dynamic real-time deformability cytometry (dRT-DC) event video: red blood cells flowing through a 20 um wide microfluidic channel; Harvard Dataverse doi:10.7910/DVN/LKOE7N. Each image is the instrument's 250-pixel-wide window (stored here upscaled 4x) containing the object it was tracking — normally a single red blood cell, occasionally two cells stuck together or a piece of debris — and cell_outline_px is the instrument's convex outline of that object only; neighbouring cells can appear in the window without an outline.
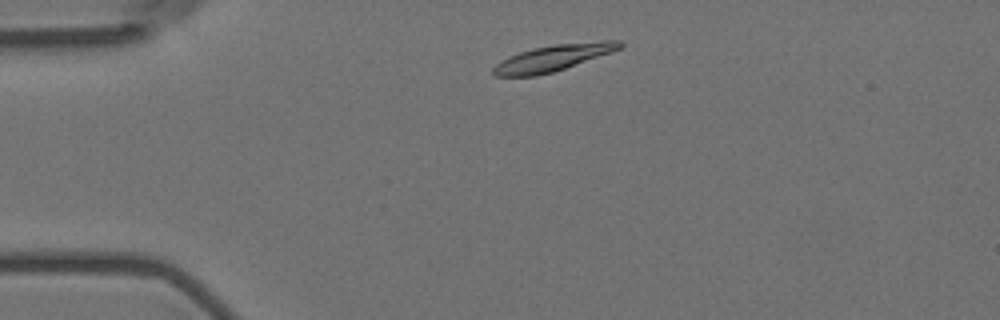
{"species": "Egyptian fruit bat (a non-hibernating species)", "species_latin": "Rousettus aegyptiacus", "temperature_condition": "room temperature", "stored_images_in_passage": 7, "camera_frame_rate_fps": 3000, "um_per_image_px": 0.085, "animal": {"sex": "female"}, "frame": {"image": 1, "passage_image": 4, "time_ms": 1.0, "image_size_px": [1000, 320], "cell_outline_px": [[624, 44], [620, 48], [612, 52], [552, 72], [536, 76], [492, 76], [492, 68], [496, 64], [508, 56], [532, 48], [556, 44], [604, 40], [620, 40]], "centroid_in_image_um": [46.99, 4.91], "position_along_channel_um": 38.0, "area_um2": 19.31}}